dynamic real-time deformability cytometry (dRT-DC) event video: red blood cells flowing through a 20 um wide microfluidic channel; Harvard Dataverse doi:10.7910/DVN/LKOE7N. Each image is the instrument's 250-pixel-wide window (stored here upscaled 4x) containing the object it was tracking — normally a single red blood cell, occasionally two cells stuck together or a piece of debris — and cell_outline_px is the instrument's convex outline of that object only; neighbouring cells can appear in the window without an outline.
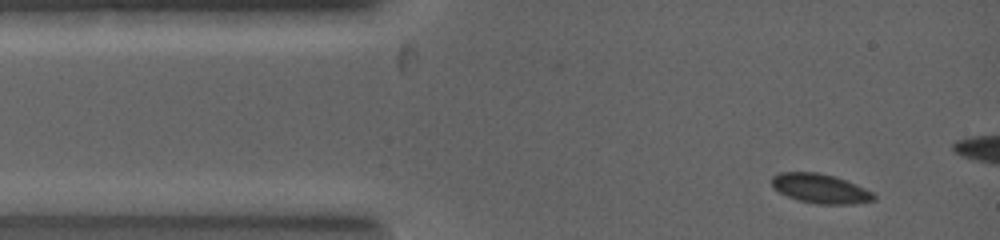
{"species": "common noctule bat (a hibernating species)", "species_latin": "Nyctalus noctula", "temperature_condition": "warm", "stored_images_in_passage": 4, "camera_frame_rate_fps": 5000, "um_per_image_px": 0.085, "animal": {"sex": "female", "body_mass_g": 19.0, "forearm_length_mm": 53.3}, "frame": {"image": 1, "passage_image": 1, "time_ms": 0.0, "image_size_px": [1000, 240], "cell_outline_px": [[876, 200], [852, 204], [816, 204], [800, 200], [788, 196], [772, 188], [772, 176], [780, 172], [816, 172], [836, 176], [864, 188], [872, 192], [876, 196]], "centroid_in_image_um": [69.73, 16.02], "position_along_channel_um": 15.3, "area_um2": 17.46}}